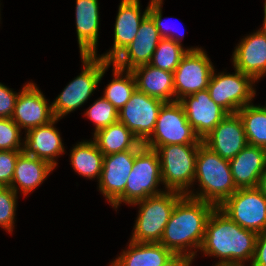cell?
Masks as SVG:
<instances>
[{"label":"cell","instance_id":"obj_1","mask_svg":"<svg viewBox=\"0 0 266 266\" xmlns=\"http://www.w3.org/2000/svg\"><path fill=\"white\" fill-rule=\"evenodd\" d=\"M258 234L242 228L218 207L209 215L200 251L219 258L215 266L252 262Z\"/></svg>","mask_w":266,"mask_h":266},{"label":"cell","instance_id":"obj_2","mask_svg":"<svg viewBox=\"0 0 266 266\" xmlns=\"http://www.w3.org/2000/svg\"><path fill=\"white\" fill-rule=\"evenodd\" d=\"M214 208L209 202L184 195L175 204L159 243L173 254L195 258L197 251L192 250L201 248L206 223Z\"/></svg>","mask_w":266,"mask_h":266},{"label":"cell","instance_id":"obj_3","mask_svg":"<svg viewBox=\"0 0 266 266\" xmlns=\"http://www.w3.org/2000/svg\"><path fill=\"white\" fill-rule=\"evenodd\" d=\"M195 180L199 182L200 191L188 190L186 196L209 202L215 207H219L237 191L229 160L211 151L203 143L199 145L196 156Z\"/></svg>","mask_w":266,"mask_h":266},{"label":"cell","instance_id":"obj_4","mask_svg":"<svg viewBox=\"0 0 266 266\" xmlns=\"http://www.w3.org/2000/svg\"><path fill=\"white\" fill-rule=\"evenodd\" d=\"M184 196L177 191H165L131 205H139L131 241L159 243L175 204Z\"/></svg>","mask_w":266,"mask_h":266},{"label":"cell","instance_id":"obj_5","mask_svg":"<svg viewBox=\"0 0 266 266\" xmlns=\"http://www.w3.org/2000/svg\"><path fill=\"white\" fill-rule=\"evenodd\" d=\"M81 60L83 69L80 75L69 82L51 104L53 114L57 119H61L87 102L102 80L105 71L112 64V62L98 58L97 55H83Z\"/></svg>","mask_w":266,"mask_h":266},{"label":"cell","instance_id":"obj_6","mask_svg":"<svg viewBox=\"0 0 266 266\" xmlns=\"http://www.w3.org/2000/svg\"><path fill=\"white\" fill-rule=\"evenodd\" d=\"M199 145H165L155 150L160 161L162 183L167 191L188 193L194 183Z\"/></svg>","mask_w":266,"mask_h":266},{"label":"cell","instance_id":"obj_7","mask_svg":"<svg viewBox=\"0 0 266 266\" xmlns=\"http://www.w3.org/2000/svg\"><path fill=\"white\" fill-rule=\"evenodd\" d=\"M160 182L162 183V177L158 154L143 146L135 155L125 191L111 206L117 209L123 202L131 205L147 197L162 194L166 190L157 189Z\"/></svg>","mask_w":266,"mask_h":266},{"label":"cell","instance_id":"obj_8","mask_svg":"<svg viewBox=\"0 0 266 266\" xmlns=\"http://www.w3.org/2000/svg\"><path fill=\"white\" fill-rule=\"evenodd\" d=\"M201 143L202 140L187 120L182 104L174 101L162 105L153 133L144 146L156 150L165 145Z\"/></svg>","mask_w":266,"mask_h":266},{"label":"cell","instance_id":"obj_9","mask_svg":"<svg viewBox=\"0 0 266 266\" xmlns=\"http://www.w3.org/2000/svg\"><path fill=\"white\" fill-rule=\"evenodd\" d=\"M256 81L247 74L235 69V73H215L213 70L207 90L211 99L228 114L237 113L242 107L251 104L256 95L253 84Z\"/></svg>","mask_w":266,"mask_h":266},{"label":"cell","instance_id":"obj_10","mask_svg":"<svg viewBox=\"0 0 266 266\" xmlns=\"http://www.w3.org/2000/svg\"><path fill=\"white\" fill-rule=\"evenodd\" d=\"M218 208L242 228L266 230V196L257 187L237 189Z\"/></svg>","mask_w":266,"mask_h":266},{"label":"cell","instance_id":"obj_11","mask_svg":"<svg viewBox=\"0 0 266 266\" xmlns=\"http://www.w3.org/2000/svg\"><path fill=\"white\" fill-rule=\"evenodd\" d=\"M213 70L210 58L201 47L196 51H188L173 72L174 101L206 90Z\"/></svg>","mask_w":266,"mask_h":266},{"label":"cell","instance_id":"obj_12","mask_svg":"<svg viewBox=\"0 0 266 266\" xmlns=\"http://www.w3.org/2000/svg\"><path fill=\"white\" fill-rule=\"evenodd\" d=\"M164 103V101L136 89L129 101L119 111L118 121L123 123L144 144L153 133L159 110Z\"/></svg>","mask_w":266,"mask_h":266},{"label":"cell","instance_id":"obj_13","mask_svg":"<svg viewBox=\"0 0 266 266\" xmlns=\"http://www.w3.org/2000/svg\"><path fill=\"white\" fill-rule=\"evenodd\" d=\"M36 84L26 83L16 100L11 119L21 128L28 131L32 128L50 123L55 119L52 105Z\"/></svg>","mask_w":266,"mask_h":266},{"label":"cell","instance_id":"obj_14","mask_svg":"<svg viewBox=\"0 0 266 266\" xmlns=\"http://www.w3.org/2000/svg\"><path fill=\"white\" fill-rule=\"evenodd\" d=\"M179 102L185 110L188 122L201 140L228 115L211 99L207 89L183 97Z\"/></svg>","mask_w":266,"mask_h":266},{"label":"cell","instance_id":"obj_15","mask_svg":"<svg viewBox=\"0 0 266 266\" xmlns=\"http://www.w3.org/2000/svg\"><path fill=\"white\" fill-rule=\"evenodd\" d=\"M139 150H127L104 156L99 179V190L112 205L125 191L132 171L135 155Z\"/></svg>","mask_w":266,"mask_h":266},{"label":"cell","instance_id":"obj_16","mask_svg":"<svg viewBox=\"0 0 266 266\" xmlns=\"http://www.w3.org/2000/svg\"><path fill=\"white\" fill-rule=\"evenodd\" d=\"M202 143L222 158L233 159L248 145L243 122L238 113L228 114Z\"/></svg>","mask_w":266,"mask_h":266},{"label":"cell","instance_id":"obj_17","mask_svg":"<svg viewBox=\"0 0 266 266\" xmlns=\"http://www.w3.org/2000/svg\"><path fill=\"white\" fill-rule=\"evenodd\" d=\"M161 39L153 19L147 15L141 22L135 39L112 63L130 71L138 66L149 64Z\"/></svg>","mask_w":266,"mask_h":266},{"label":"cell","instance_id":"obj_18","mask_svg":"<svg viewBox=\"0 0 266 266\" xmlns=\"http://www.w3.org/2000/svg\"><path fill=\"white\" fill-rule=\"evenodd\" d=\"M139 0H121L114 28L113 48L106 54L97 56L105 61L112 62L130 43L135 39L139 26L148 15L149 5L142 13L140 12Z\"/></svg>","mask_w":266,"mask_h":266},{"label":"cell","instance_id":"obj_19","mask_svg":"<svg viewBox=\"0 0 266 266\" xmlns=\"http://www.w3.org/2000/svg\"><path fill=\"white\" fill-rule=\"evenodd\" d=\"M235 69L250 75L256 82L266 75V35L257 32L242 38L232 55Z\"/></svg>","mask_w":266,"mask_h":266},{"label":"cell","instance_id":"obj_20","mask_svg":"<svg viewBox=\"0 0 266 266\" xmlns=\"http://www.w3.org/2000/svg\"><path fill=\"white\" fill-rule=\"evenodd\" d=\"M60 120L55 118L50 123L32 128L25 133L23 152L50 163L54 168L57 166L56 157L63 154L64 144L59 131L54 127Z\"/></svg>","mask_w":266,"mask_h":266},{"label":"cell","instance_id":"obj_21","mask_svg":"<svg viewBox=\"0 0 266 266\" xmlns=\"http://www.w3.org/2000/svg\"><path fill=\"white\" fill-rule=\"evenodd\" d=\"M229 163L237 189L257 187L266 169V149L248 144Z\"/></svg>","mask_w":266,"mask_h":266},{"label":"cell","instance_id":"obj_22","mask_svg":"<svg viewBox=\"0 0 266 266\" xmlns=\"http://www.w3.org/2000/svg\"><path fill=\"white\" fill-rule=\"evenodd\" d=\"M98 0H76V32L80 56L97 55L99 32Z\"/></svg>","mask_w":266,"mask_h":266},{"label":"cell","instance_id":"obj_23","mask_svg":"<svg viewBox=\"0 0 266 266\" xmlns=\"http://www.w3.org/2000/svg\"><path fill=\"white\" fill-rule=\"evenodd\" d=\"M55 168L45 160L22 152L16 161L10 188L18 194V189L26 196L41 185Z\"/></svg>","mask_w":266,"mask_h":266},{"label":"cell","instance_id":"obj_24","mask_svg":"<svg viewBox=\"0 0 266 266\" xmlns=\"http://www.w3.org/2000/svg\"><path fill=\"white\" fill-rule=\"evenodd\" d=\"M138 91L164 102H174V78L170 71L153 67L150 64L141 65L131 70Z\"/></svg>","mask_w":266,"mask_h":266},{"label":"cell","instance_id":"obj_25","mask_svg":"<svg viewBox=\"0 0 266 266\" xmlns=\"http://www.w3.org/2000/svg\"><path fill=\"white\" fill-rule=\"evenodd\" d=\"M109 266H162L173 253L160 243L133 242Z\"/></svg>","mask_w":266,"mask_h":266},{"label":"cell","instance_id":"obj_26","mask_svg":"<svg viewBox=\"0 0 266 266\" xmlns=\"http://www.w3.org/2000/svg\"><path fill=\"white\" fill-rule=\"evenodd\" d=\"M93 136V141L104 156L127 150H140L144 146V144L119 121L94 132Z\"/></svg>","mask_w":266,"mask_h":266},{"label":"cell","instance_id":"obj_27","mask_svg":"<svg viewBox=\"0 0 266 266\" xmlns=\"http://www.w3.org/2000/svg\"><path fill=\"white\" fill-rule=\"evenodd\" d=\"M104 154L93 140L79 142L70 152V162L75 172L88 179H100Z\"/></svg>","mask_w":266,"mask_h":266},{"label":"cell","instance_id":"obj_28","mask_svg":"<svg viewBox=\"0 0 266 266\" xmlns=\"http://www.w3.org/2000/svg\"><path fill=\"white\" fill-rule=\"evenodd\" d=\"M112 65L114 76L112 81L107 84L102 97L108 100L119 112L137 89L136 81L132 71L121 69L113 63Z\"/></svg>","mask_w":266,"mask_h":266},{"label":"cell","instance_id":"obj_29","mask_svg":"<svg viewBox=\"0 0 266 266\" xmlns=\"http://www.w3.org/2000/svg\"><path fill=\"white\" fill-rule=\"evenodd\" d=\"M237 113L243 122L248 144L266 149V109L251 103Z\"/></svg>","mask_w":266,"mask_h":266},{"label":"cell","instance_id":"obj_30","mask_svg":"<svg viewBox=\"0 0 266 266\" xmlns=\"http://www.w3.org/2000/svg\"><path fill=\"white\" fill-rule=\"evenodd\" d=\"M200 48H186L184 49L182 45L176 43L171 39L162 38L154 51L152 58L149 62L153 67L174 72L182 57L188 51H196Z\"/></svg>","mask_w":266,"mask_h":266},{"label":"cell","instance_id":"obj_31","mask_svg":"<svg viewBox=\"0 0 266 266\" xmlns=\"http://www.w3.org/2000/svg\"><path fill=\"white\" fill-rule=\"evenodd\" d=\"M118 114L117 109L104 97L94 101L84 113L94 123V132L116 123L118 121Z\"/></svg>","mask_w":266,"mask_h":266},{"label":"cell","instance_id":"obj_32","mask_svg":"<svg viewBox=\"0 0 266 266\" xmlns=\"http://www.w3.org/2000/svg\"><path fill=\"white\" fill-rule=\"evenodd\" d=\"M17 198V193L10 187H0V226L9 233L14 228Z\"/></svg>","mask_w":266,"mask_h":266},{"label":"cell","instance_id":"obj_33","mask_svg":"<svg viewBox=\"0 0 266 266\" xmlns=\"http://www.w3.org/2000/svg\"><path fill=\"white\" fill-rule=\"evenodd\" d=\"M21 129L11 118H0V151H23Z\"/></svg>","mask_w":266,"mask_h":266},{"label":"cell","instance_id":"obj_34","mask_svg":"<svg viewBox=\"0 0 266 266\" xmlns=\"http://www.w3.org/2000/svg\"><path fill=\"white\" fill-rule=\"evenodd\" d=\"M163 0H150L149 2V12L148 15L153 19L156 28L158 29V32L161 36V38L171 39L175 41L176 43L181 44V38L183 39L184 33H176L173 30L169 31L170 28H168V25H164V20L162 19V4ZM164 26L166 28H164ZM168 29V30H167ZM184 32V31H183ZM177 35H175V34Z\"/></svg>","mask_w":266,"mask_h":266},{"label":"cell","instance_id":"obj_35","mask_svg":"<svg viewBox=\"0 0 266 266\" xmlns=\"http://www.w3.org/2000/svg\"><path fill=\"white\" fill-rule=\"evenodd\" d=\"M23 151H0V187H10L18 156Z\"/></svg>","mask_w":266,"mask_h":266},{"label":"cell","instance_id":"obj_36","mask_svg":"<svg viewBox=\"0 0 266 266\" xmlns=\"http://www.w3.org/2000/svg\"><path fill=\"white\" fill-rule=\"evenodd\" d=\"M19 93L0 83V118H11Z\"/></svg>","mask_w":266,"mask_h":266},{"label":"cell","instance_id":"obj_37","mask_svg":"<svg viewBox=\"0 0 266 266\" xmlns=\"http://www.w3.org/2000/svg\"><path fill=\"white\" fill-rule=\"evenodd\" d=\"M250 266H266V230L257 236L255 253Z\"/></svg>","mask_w":266,"mask_h":266},{"label":"cell","instance_id":"obj_38","mask_svg":"<svg viewBox=\"0 0 266 266\" xmlns=\"http://www.w3.org/2000/svg\"><path fill=\"white\" fill-rule=\"evenodd\" d=\"M194 258L183 254H173L162 266H191Z\"/></svg>","mask_w":266,"mask_h":266},{"label":"cell","instance_id":"obj_39","mask_svg":"<svg viewBox=\"0 0 266 266\" xmlns=\"http://www.w3.org/2000/svg\"><path fill=\"white\" fill-rule=\"evenodd\" d=\"M257 188L266 196V169L260 176Z\"/></svg>","mask_w":266,"mask_h":266},{"label":"cell","instance_id":"obj_40","mask_svg":"<svg viewBox=\"0 0 266 266\" xmlns=\"http://www.w3.org/2000/svg\"><path fill=\"white\" fill-rule=\"evenodd\" d=\"M260 30L266 35V6H264V21H263V27L260 28Z\"/></svg>","mask_w":266,"mask_h":266},{"label":"cell","instance_id":"obj_41","mask_svg":"<svg viewBox=\"0 0 266 266\" xmlns=\"http://www.w3.org/2000/svg\"><path fill=\"white\" fill-rule=\"evenodd\" d=\"M219 266H246L245 264H223Z\"/></svg>","mask_w":266,"mask_h":266}]
</instances>
